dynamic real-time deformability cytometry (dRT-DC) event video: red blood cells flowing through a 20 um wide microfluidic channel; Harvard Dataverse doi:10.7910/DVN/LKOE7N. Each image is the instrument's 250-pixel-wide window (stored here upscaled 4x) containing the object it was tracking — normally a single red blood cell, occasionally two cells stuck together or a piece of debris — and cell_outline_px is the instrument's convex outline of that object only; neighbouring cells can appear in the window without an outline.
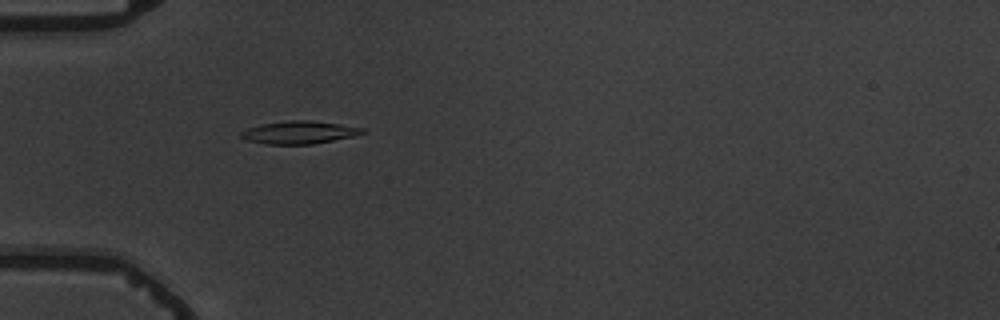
{"species": "common noctule bat (a hibernating species)", "species_latin": "Nyctalus noctula", "temperature_condition": "warm", "stored_images_in_passage": 4, "camera_frame_rate_fps": 3000, "um_per_image_px": 0.085, "animal": {"sex": "male", "body_mass_g": 19.5, "forearm_length_mm": 54.6}, "frame": {"image": 1, "passage_image": 1, "time_ms": 0.0, "image_size_px": [1000, 320], "cell_outline_px": [[364, 132], [356, 136], [312, 144], [268, 144], [244, 140], [240, 136], [240, 132], [248, 128], [260, 124], [292, 120], [312, 120], [340, 124], [364, 128]], "centroid_in_image_um": [25.42, 11.25], "position_along_channel_um": 59.6, "area_um2": 16.13}}
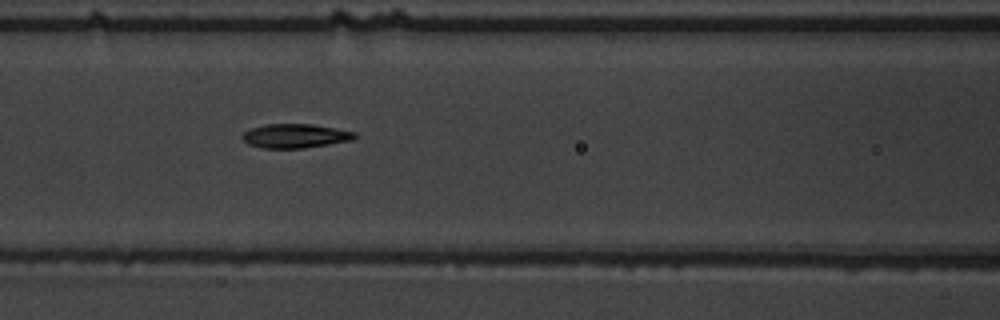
{"frame": {"image": 2, "passage_image": 3, "time_ms": 2.333, "image_size_px": [1000, 320], "cell_outline_px": [[356, 136], [352, 140], [304, 148], [264, 148], [248, 144], [240, 136], [244, 132], [252, 128], [264, 124], [312, 124], [336, 128], [356, 132]], "centroid_in_image_um": [25.09, 11.55], "position_along_channel_um": 141.5, "area_um2": 15.72}}
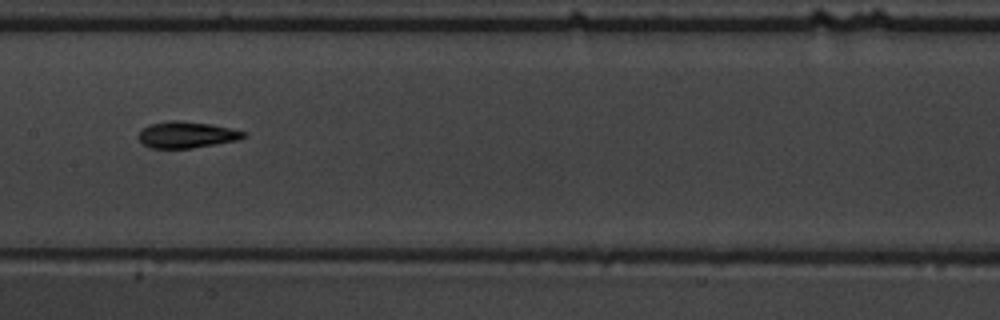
{"frame": {"image": 3, "passage_image": 4, "time_ms": 3.667, "image_size_px": [1000, 320], "cell_outline_px": [[244, 136], [240, 140], [192, 148], [148, 148], [136, 136], [148, 124], [168, 120], [180, 120], [212, 124], [244, 132]], "centroid_in_image_um": [15.81, 11.45], "position_along_channel_um": 191.6, "area_um2": 16.18}}